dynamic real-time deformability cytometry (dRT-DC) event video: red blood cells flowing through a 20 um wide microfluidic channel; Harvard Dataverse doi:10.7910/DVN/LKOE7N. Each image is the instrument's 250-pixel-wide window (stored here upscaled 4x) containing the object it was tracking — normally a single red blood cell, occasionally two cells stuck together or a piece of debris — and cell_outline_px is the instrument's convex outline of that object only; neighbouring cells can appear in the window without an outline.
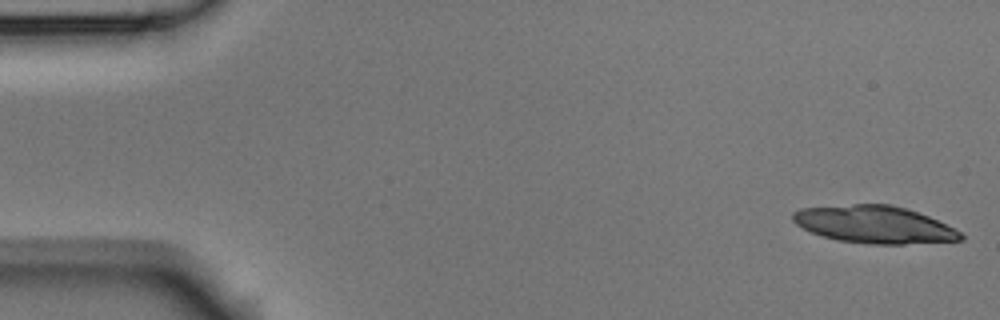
{"species": "Egyptian fruit bat (a non-hibernating species)", "species_latin": "Rousettus aegyptiacus", "temperature_condition": "room temperature", "stored_images_in_passage": 24, "camera_frame_rate_fps": 3000, "um_per_image_px": 0.085, "animal": {"sex": "male"}, "frame": {"image": 1, "passage_image": 1, "time_ms": 0.0, "image_size_px": [1000, 320], "cell_outline_px": [[964, 240], [904, 244], [868, 244], [836, 240], [812, 232], [796, 224], [792, 220], [792, 212], [800, 208], [852, 204], [888, 204], [904, 208], [928, 216], [960, 232], [964, 236]], "centroid_in_image_um": [74.28, 19.09], "position_along_channel_um": 10.7, "area_um2": 36.3}}